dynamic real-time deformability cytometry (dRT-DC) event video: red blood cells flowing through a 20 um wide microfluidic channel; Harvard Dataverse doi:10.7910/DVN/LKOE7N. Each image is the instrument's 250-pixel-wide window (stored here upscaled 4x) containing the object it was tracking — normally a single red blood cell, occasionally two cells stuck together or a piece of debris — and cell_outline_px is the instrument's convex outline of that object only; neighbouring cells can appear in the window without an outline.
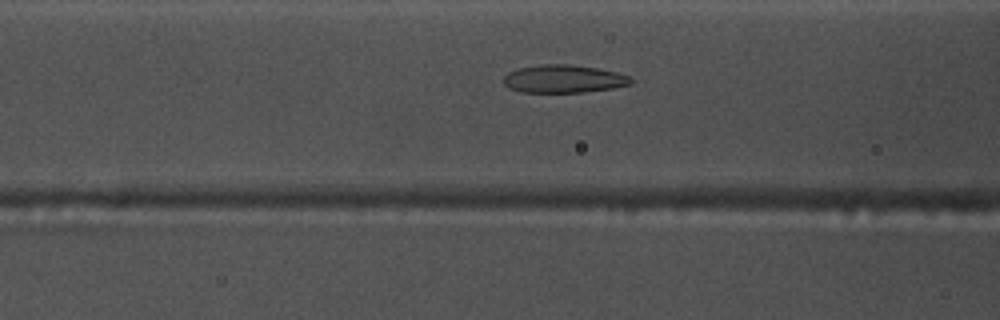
{"species": "common noctule bat (a hibernating species)", "species_latin": "Nyctalus noctula", "temperature_condition": "warm", "stored_images_in_passage": 48, "camera_frame_rate_fps": 3000, "um_per_image_px": 0.085, "animal": {"sex": "male", "body_mass_g": 17.5, "forearm_length_mm": 52.3}, "frame": {"image": 1, "passage_image": 21, "time_ms": 6.667, "image_size_px": [1000, 320], "cell_outline_px": [[632, 84], [612, 88], [584, 92], [520, 92], [508, 88], [500, 80], [508, 72], [520, 68], [540, 64], [568, 64], [596, 68], [616, 72], [628, 76], [632, 80]], "centroid_in_image_um": [47.85, 6.71], "position_along_channel_um": 118.7, "area_um2": 20.75}}
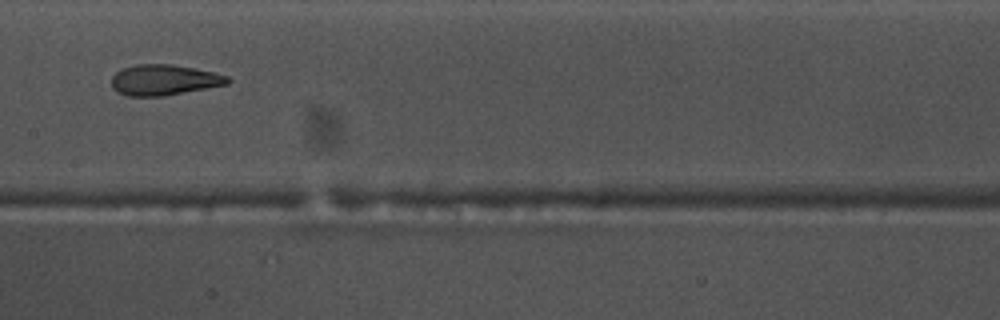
{"frame": {"image": 2, "passage_image": 27, "time_ms": 8.667, "image_size_px": [1000, 320], "cell_outline_px": [[232, 80], [228, 84], [164, 96], [128, 96], [116, 92], [112, 88], [112, 76], [116, 72], [124, 68], [136, 64], [172, 64], [196, 68], [228, 76]], "centroid_in_image_um": [13.94, 6.79], "position_along_channel_um": 193.5, "area_um2": 20.81}}
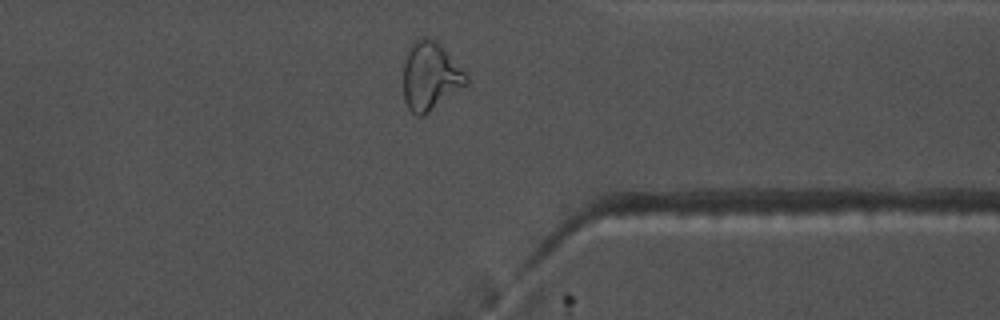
{"frame": {"image": 3, "passage_image": 42, "time_ms": 13.667, "image_size_px": [1000, 320], "cell_outline_px": [[468, 84], [424, 116], [416, 116], [408, 108], [404, 100], [404, 60], [412, 44], [416, 40], [424, 36], [428, 36], [468, 76]], "centroid_in_image_um": [36.55, 6.55], "position_along_channel_um": 374.9, "area_um2": 24.33}, "authors_computed_cell_mechanics": {"area_um2": 22.0796, "velocity_mm_per_s": 3.7508, "shape_relaxation_time_tau1_ms": 5.0686, "shape_relaxation_time_tau2_ms": 1.6883, "deformation_change_tau1": 0.1922, "deformation_change_tau2": 0.1015}}